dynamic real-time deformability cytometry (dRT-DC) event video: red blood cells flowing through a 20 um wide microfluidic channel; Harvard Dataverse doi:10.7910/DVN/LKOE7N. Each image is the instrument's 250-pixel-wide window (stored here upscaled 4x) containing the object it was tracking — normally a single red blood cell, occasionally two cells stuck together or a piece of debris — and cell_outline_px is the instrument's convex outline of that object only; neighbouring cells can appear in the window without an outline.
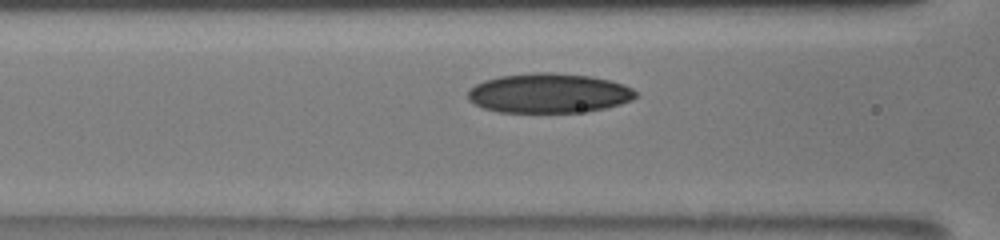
{"species": "human", "species_latin": "Homo sapiens", "temperature_condition": "room temperature", "stored_images_in_passage": 9, "camera_frame_rate_fps": 3000, "um_per_image_px": 0.085, "donor": {"sex": "male"}, "frame": {"image": 1, "passage_image": 7, "time_ms": 2.0, "image_size_px": [1000, 240], "cell_outline_px": [[636, 96], [632, 100], [620, 104], [604, 108], [584, 112], [500, 112], [484, 108], [468, 100], [468, 92], [476, 84], [484, 80], [500, 76], [536, 72], [552, 72], [588, 76], [612, 80], [624, 84], [632, 88], [636, 92]], "centroid_in_image_um": [46.67, 7.92], "position_along_channel_um": 119.9, "area_um2": 38.67}}